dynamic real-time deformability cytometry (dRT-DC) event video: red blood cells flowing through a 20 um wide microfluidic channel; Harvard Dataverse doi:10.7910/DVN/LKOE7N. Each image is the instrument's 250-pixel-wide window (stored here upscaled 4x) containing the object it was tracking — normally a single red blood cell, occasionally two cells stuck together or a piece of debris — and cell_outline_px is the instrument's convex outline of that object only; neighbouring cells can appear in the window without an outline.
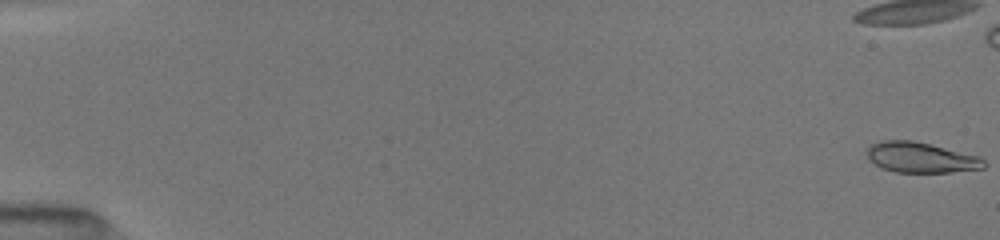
{"species": "common noctule bat (a hibernating species)", "species_latin": "Nyctalus noctula", "temperature_condition": "room temperature", "stored_images_in_passage": 38, "camera_frame_rate_fps": 3000, "um_per_image_px": 0.085, "animal": {"sex": "female", "body_mass_g": 19.5, "forearm_length_mm": 54.1}, "frame": {"image": 1, "passage_image": 1, "time_ms": 0.0, "image_size_px": [1000, 240], "cell_outline_px": [[984, 168], [948, 172], [896, 172], [884, 168], [876, 164], [868, 156], [868, 148], [872, 144], [884, 140], [912, 140], [976, 156], [984, 160]], "centroid_in_image_um": [78.25, 13.39], "position_along_channel_um": 6.7, "area_um2": 20.0}}